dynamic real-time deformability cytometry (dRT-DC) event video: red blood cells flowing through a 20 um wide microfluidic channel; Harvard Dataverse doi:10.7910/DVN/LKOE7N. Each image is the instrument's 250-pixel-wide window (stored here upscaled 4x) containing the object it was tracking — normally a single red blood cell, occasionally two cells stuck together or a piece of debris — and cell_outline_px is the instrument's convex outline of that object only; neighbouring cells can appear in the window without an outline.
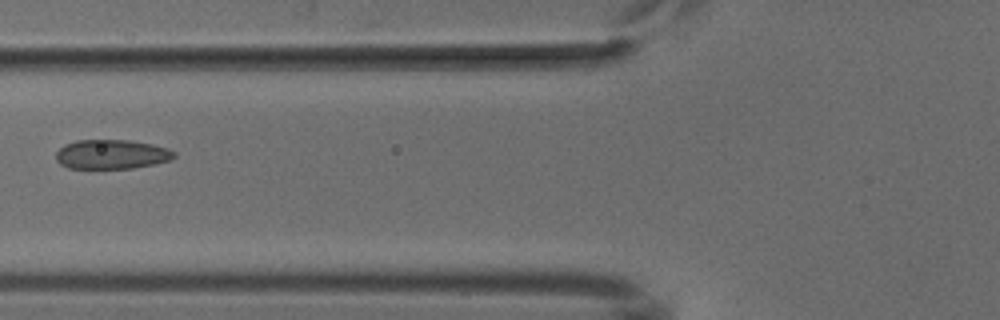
{"species": "common noctule bat (a hibernating species)", "species_latin": "Nyctalus noctula", "temperature_condition": "cold", "stored_images_in_passage": 8, "camera_frame_rate_fps": 3000, "um_per_image_px": 0.085, "animal": {"sex": "male", "body_mass_g": 18.8}, "frame": {"image": 1, "passage_image": 6, "time_ms": 6.0, "image_size_px": [1000, 320], "cell_outline_px": [[176, 156], [172, 160], [132, 168], [68, 168], [60, 164], [56, 160], [56, 152], [64, 144], [76, 140], [128, 140], [152, 144], [168, 148], [176, 152]], "centroid_in_image_um": [9.49, 13.11], "position_along_channel_um": 116.3, "area_um2": 20.29}}
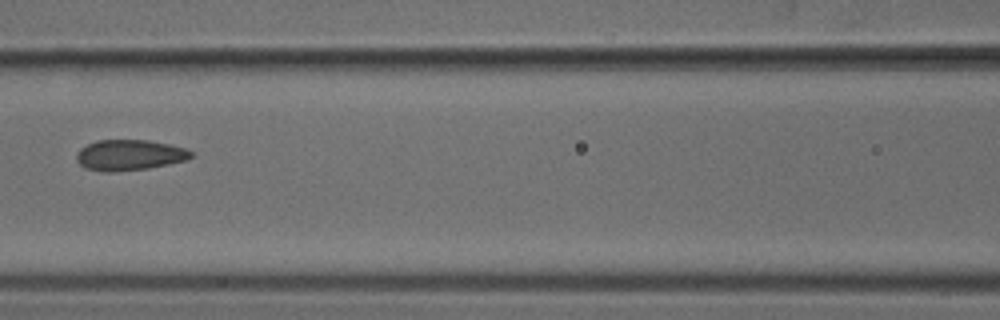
{"frame": {"image": 2, "passage_image": 7, "time_ms": 7.0, "image_size_px": [1000, 320], "cell_outline_px": [[192, 156], [184, 160], [168, 164], [148, 168], [116, 172], [104, 172], [84, 168], [76, 160], [76, 156], [80, 148], [96, 140], [148, 140], [168, 144], [184, 148], [192, 152]], "centroid_in_image_um": [10.95, 13.18], "position_along_channel_um": 155.6, "area_um2": 20.4}}
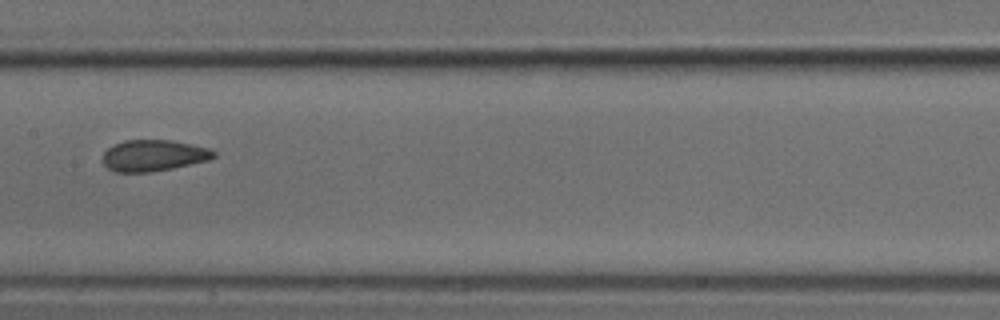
{"frame": {"image": 3, "passage_image": 8, "time_ms": 8.0, "image_size_px": [1000, 320], "cell_outline_px": [[216, 156], [208, 160], [172, 168], [148, 172], [116, 172], [108, 168], [104, 164], [104, 152], [108, 148], [124, 140], [172, 140], [208, 148], [216, 152]], "centroid_in_image_um": [13.06, 13.21], "position_along_channel_um": 194.3, "area_um2": 20.0}}